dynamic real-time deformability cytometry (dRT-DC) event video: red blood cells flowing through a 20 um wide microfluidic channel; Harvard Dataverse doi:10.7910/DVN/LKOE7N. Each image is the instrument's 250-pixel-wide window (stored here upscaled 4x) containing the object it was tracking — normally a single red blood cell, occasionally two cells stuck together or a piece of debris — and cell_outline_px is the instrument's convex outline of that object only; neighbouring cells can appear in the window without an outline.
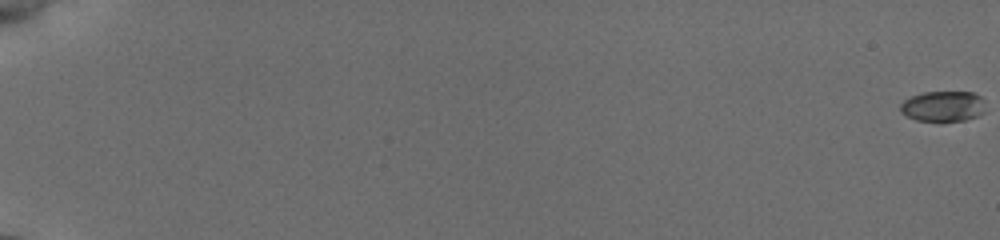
{"species": "common noctule bat (a hibernating species)", "species_latin": "Nyctalus noctula", "temperature_condition": "cold", "stored_images_in_passage": 12, "camera_frame_rate_fps": 3000, "um_per_image_px": 0.085, "animal": {"sex": "female", "body_mass_g": 19.5, "forearm_length_mm": 54.1}, "frame": {"image": 1, "passage_image": 1, "time_ms": 0.0, "image_size_px": [1000, 240], "cell_outline_px": [[984, 112], [976, 116], [964, 120], [916, 120], [900, 112], [900, 104], [904, 100], [912, 96], [924, 92], [972, 92], [980, 96], [984, 100]], "centroid_in_image_um": [80.16, 9.01], "position_along_channel_um": 4.8, "area_um2": 14.91}}